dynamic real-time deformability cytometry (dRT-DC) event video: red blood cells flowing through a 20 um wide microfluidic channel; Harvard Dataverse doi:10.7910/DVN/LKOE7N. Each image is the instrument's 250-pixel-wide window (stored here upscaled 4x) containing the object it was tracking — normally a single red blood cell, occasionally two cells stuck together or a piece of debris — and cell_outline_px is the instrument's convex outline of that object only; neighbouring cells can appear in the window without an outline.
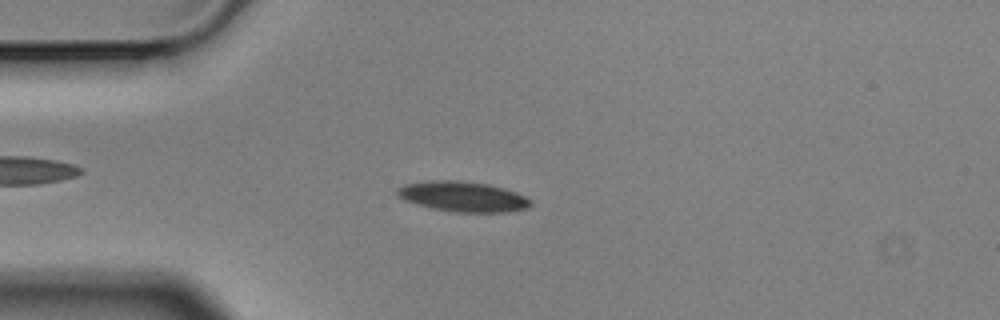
{"species": "Egyptian fruit bat (a non-hibernating species)", "species_latin": "Rousettus aegyptiacus", "temperature_condition": "cold", "stored_images_in_passage": 49, "camera_frame_rate_fps": 3000, "um_per_image_px": 0.085, "animal": {"sex": "male"}, "frame": {"image": 1, "passage_image": 14, "time_ms": 4.333, "image_size_px": [1000, 320], "cell_outline_px": [[532, 204], [528, 208], [508, 212], [456, 212], [432, 208], [404, 200], [396, 196], [396, 188], [404, 184], [432, 180], [456, 180], [488, 184], [504, 188], [516, 192], [532, 200]], "centroid_in_image_um": [39.34, 16.7], "position_along_channel_um": 45.7, "area_um2": 23.58}}
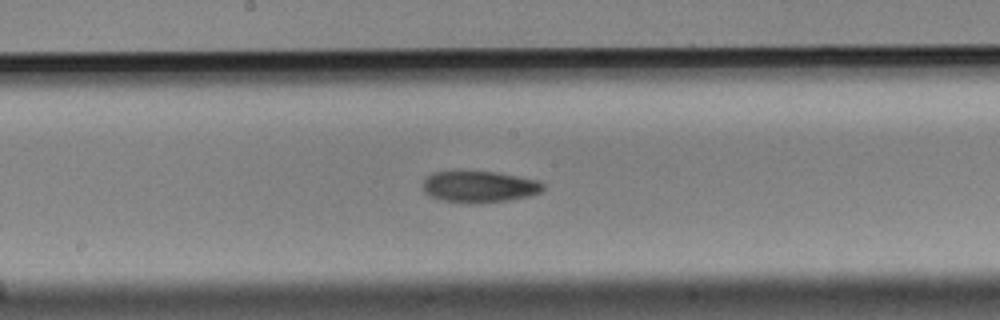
{"frame": {"image": 2, "passage_image": 29, "time_ms": 9.333, "image_size_px": [1000, 320], "cell_outline_px": [[544, 188], [540, 192], [528, 196], [508, 200], [476, 204], [464, 204], [440, 200], [428, 196], [424, 192], [424, 180], [432, 172], [496, 172], [536, 180], [544, 184]], "centroid_in_image_um": [40.71, 15.9], "position_along_channel_um": 207.5, "area_um2": 22.02}}
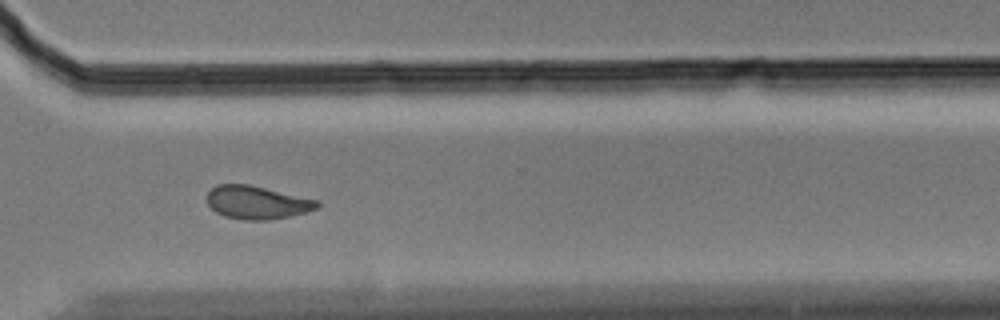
{"frame": {"image": 3, "passage_image": 41, "time_ms": 13.333, "image_size_px": [1000, 320], "cell_outline_px": [[320, 204], [316, 208], [304, 212], [288, 216], [268, 220], [244, 220], [224, 216], [216, 212], [208, 204], [204, 196], [216, 184], [248, 184], [320, 200]], "centroid_in_image_um": [21.81, 17.2], "position_along_channel_um": 348.8, "area_um2": 21.33}, "authors_computed_cell_mechanics": {"area_um2": 21.6172, "velocity_mm_per_s": 3.5395, "shape_relaxation_time_tau1_ms": 4.8884, "shape_relaxation_time_tau2_ms": 8.3191, "deformation_change_tau1": 0.115, "deformation_change_tau2": 0.1508}}